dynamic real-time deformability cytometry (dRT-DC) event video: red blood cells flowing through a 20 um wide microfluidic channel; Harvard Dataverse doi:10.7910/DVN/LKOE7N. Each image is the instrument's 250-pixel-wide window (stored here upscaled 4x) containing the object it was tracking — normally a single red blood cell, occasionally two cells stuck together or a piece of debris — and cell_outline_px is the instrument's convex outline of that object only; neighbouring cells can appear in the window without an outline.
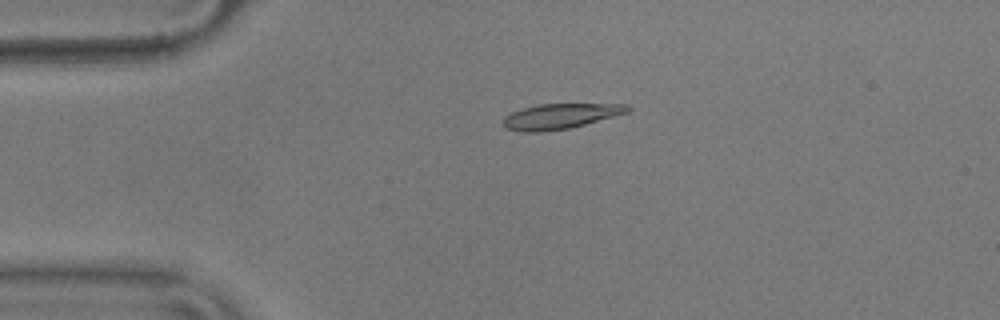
{"species": "common noctule bat (a hibernating species)", "species_latin": "Nyctalus noctula", "temperature_condition": "warm", "stored_images_in_passage": 17, "camera_frame_rate_fps": 3000, "um_per_image_px": 0.085, "animal": {"sex": "male", "body_mass_g": 17.9}, "frame": {"image": 1, "passage_image": 12, "time_ms": 3.667, "image_size_px": [1000, 320], "cell_outline_px": [[632, 108], [628, 112], [584, 124], [568, 128], [540, 132], [520, 132], [508, 128], [504, 124], [504, 116], [512, 112], [524, 108], [540, 104], [628, 104]], "centroid_in_image_um": [47.63, 9.87], "position_along_channel_um": 37.4, "area_um2": 17.98}}